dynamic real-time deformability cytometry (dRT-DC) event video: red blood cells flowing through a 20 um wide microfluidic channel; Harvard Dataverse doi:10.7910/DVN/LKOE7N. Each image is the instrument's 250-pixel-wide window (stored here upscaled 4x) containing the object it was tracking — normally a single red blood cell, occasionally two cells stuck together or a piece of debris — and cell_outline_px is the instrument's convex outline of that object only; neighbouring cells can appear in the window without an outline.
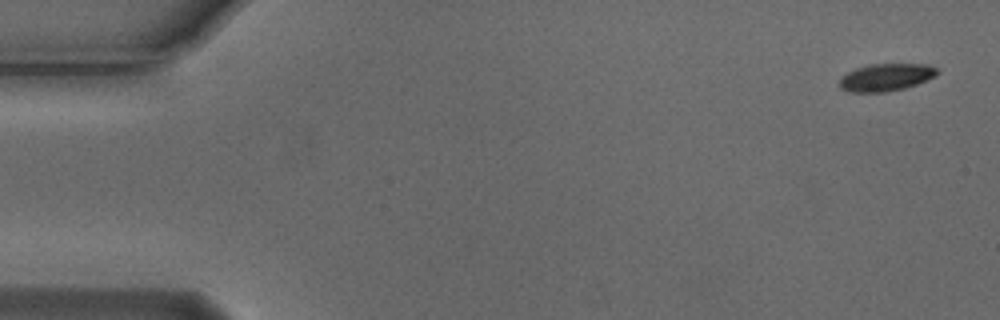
{"species": "Egyptian fruit bat (a non-hibernating species)", "species_latin": "Rousettus aegyptiacus", "temperature_condition": "cold", "stored_images_in_passage": 5, "camera_frame_rate_fps": 3000, "um_per_image_px": 0.085, "animal": {"sex": "male"}, "frame": {"image": 1, "passage_image": 1, "time_ms": 0.0, "image_size_px": [1000, 320], "cell_outline_px": [[940, 72], [936, 76], [916, 84], [904, 88], [884, 92], [852, 92], [840, 88], [840, 80], [848, 72], [856, 68], [868, 64], [928, 64], [936, 68]], "centroid_in_image_um": [75.34, 6.56], "position_along_channel_um": 9.7, "area_um2": 15.49}}
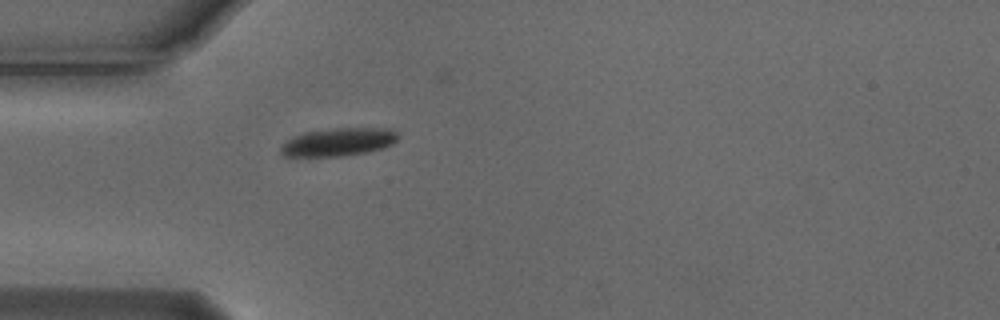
{"frame": {"image": 2, "passage_image": 5, "time_ms": 1.333, "image_size_px": [1000, 320], "cell_outline_px": [[400, 136], [392, 144], [368, 152], [344, 156], [284, 156], [280, 152], [280, 144], [292, 136], [308, 132], [328, 128], [392, 128], [400, 132]], "centroid_in_image_um": [28.78, 12.06], "position_along_channel_um": 56.2, "area_um2": 19.42}}